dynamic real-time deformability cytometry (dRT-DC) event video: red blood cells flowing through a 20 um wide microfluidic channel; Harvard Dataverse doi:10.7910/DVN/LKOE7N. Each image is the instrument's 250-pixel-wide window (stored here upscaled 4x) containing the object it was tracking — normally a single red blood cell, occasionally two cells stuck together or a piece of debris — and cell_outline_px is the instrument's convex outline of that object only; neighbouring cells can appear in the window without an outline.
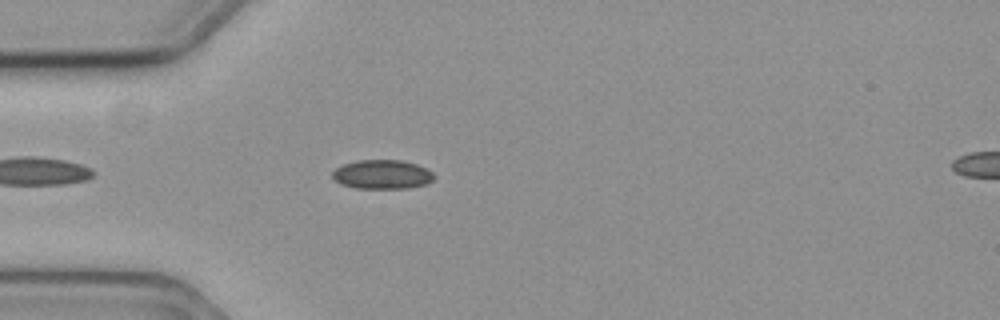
{"species": "common noctule bat (a hibernating species)", "species_latin": "Nyctalus noctula", "temperature_condition": "cold", "stored_images_in_passage": 48, "camera_frame_rate_fps": 3000, "um_per_image_px": 0.085, "animal": {"sex": "female", "body_mass_g": 19.3, "forearm_length_mm": 54.1}, "frame": {"image": 1, "passage_image": 7, "time_ms": 2.0, "image_size_px": [1000, 320], "cell_outline_px": [[436, 176], [428, 184], [408, 188], [356, 188], [340, 184], [332, 180], [332, 172], [336, 168], [344, 164], [356, 160], [400, 160], [416, 164], [432, 172]], "centroid_in_image_um": [32.46, 14.83], "position_along_channel_um": 52.5, "area_um2": 17.34}}
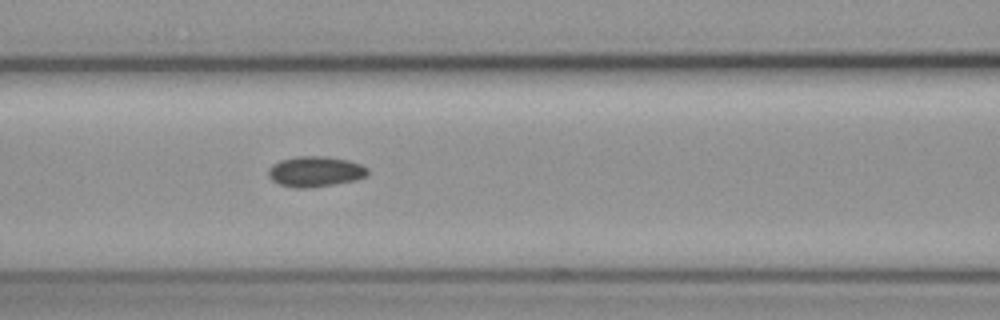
{"frame": {"image": 2, "passage_image": 15, "time_ms": 4.667, "image_size_px": [1000, 320], "cell_outline_px": [[368, 176], [356, 180], [312, 188], [292, 188], [280, 184], [272, 180], [268, 176], [268, 168], [272, 164], [280, 160], [296, 156], [324, 156], [348, 160], [360, 164], [368, 168]], "centroid_in_image_um": [26.79, 14.58], "position_along_channel_um": 139.8, "area_um2": 17.86}}
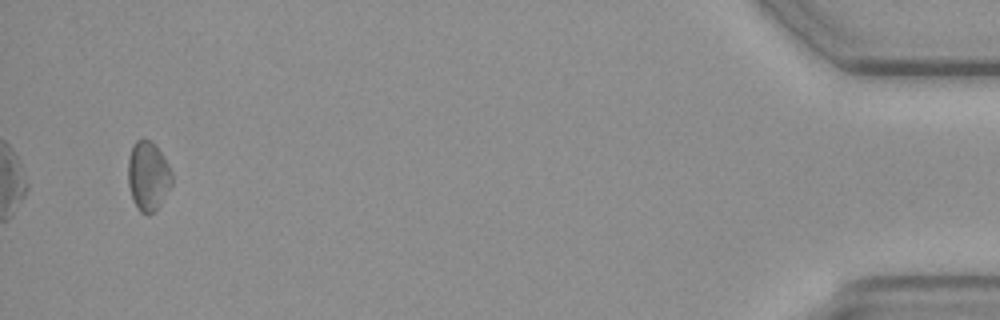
{"frame": {"image": 3, "passage_image": 46, "time_ms": 15.0, "image_size_px": [1000, 320], "cell_outline_px": [[172, 184], [160, 204], [148, 216], [140, 212], [136, 208], [132, 200], [128, 184], [128, 160], [132, 144], [136, 140], [148, 140], [156, 144], [168, 164], [172, 172]], "centroid_in_image_um": [12.57, 14.97], "position_along_channel_um": 422.6, "area_um2": 17.86}}